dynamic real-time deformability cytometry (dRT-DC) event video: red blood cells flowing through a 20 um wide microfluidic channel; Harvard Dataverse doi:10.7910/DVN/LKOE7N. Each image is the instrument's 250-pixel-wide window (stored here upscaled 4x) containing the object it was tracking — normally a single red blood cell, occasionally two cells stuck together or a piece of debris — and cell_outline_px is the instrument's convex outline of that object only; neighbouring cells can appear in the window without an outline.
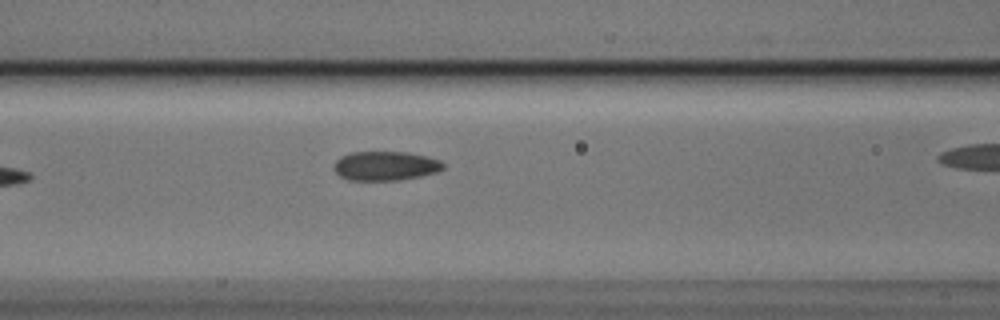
{"species": "Egyptian fruit bat (a non-hibernating species)", "species_latin": "Rousettus aegyptiacus", "temperature_condition": "cold", "stored_images_in_passage": 8, "segment_of_instrument_passage": [1, 2], "camera_frame_rate_fps": 3000, "um_per_image_px": 0.085, "animal": {"sex": "male"}, "frame": {"image": 1, "passage_image": 7, "time_ms": 2.0, "image_size_px": [1000, 320], "cell_outline_px": [[444, 168], [436, 172], [420, 176], [396, 180], [348, 180], [340, 176], [332, 168], [332, 164], [340, 156], [348, 152], [408, 152], [428, 156], [440, 160], [444, 164]], "centroid_in_image_um": [32.72, 14.09], "position_along_channel_um": 133.9, "area_um2": 18.79}}